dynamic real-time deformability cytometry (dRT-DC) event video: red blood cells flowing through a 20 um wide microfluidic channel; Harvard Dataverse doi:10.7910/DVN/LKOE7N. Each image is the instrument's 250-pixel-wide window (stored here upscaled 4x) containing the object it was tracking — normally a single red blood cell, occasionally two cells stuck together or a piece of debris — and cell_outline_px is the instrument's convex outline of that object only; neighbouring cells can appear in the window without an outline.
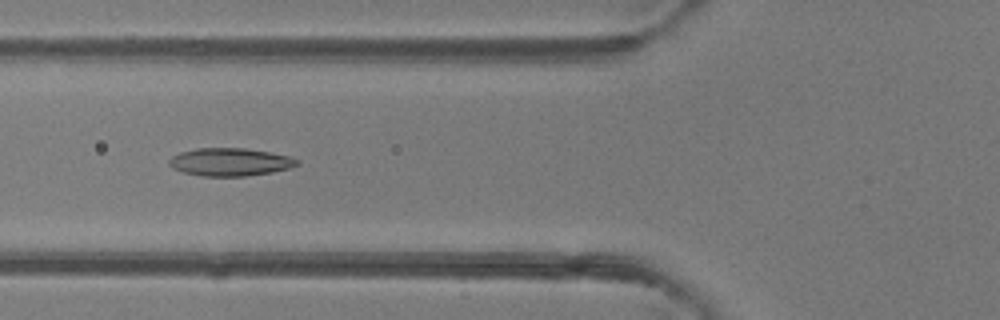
{"species": "common noctule bat (a hibernating species)", "species_latin": "Nyctalus noctula", "temperature_condition": "room temperature", "stored_images_in_passage": 50, "camera_frame_rate_fps": 3000, "um_per_image_px": 0.085, "animal": {"sex": "female"}, "frame": {"image": 1, "passage_image": 19, "time_ms": 6.0, "image_size_px": [1000, 320], "cell_outline_px": [[300, 164], [288, 168], [272, 172], [244, 176], [200, 176], [184, 172], [172, 168], [168, 164], [168, 160], [172, 156], [180, 152], [196, 148], [244, 148], [268, 152], [288, 156], [300, 160]], "centroid_in_image_um": [19.53, 13.77], "position_along_channel_um": 106.3, "area_um2": 20.75}}
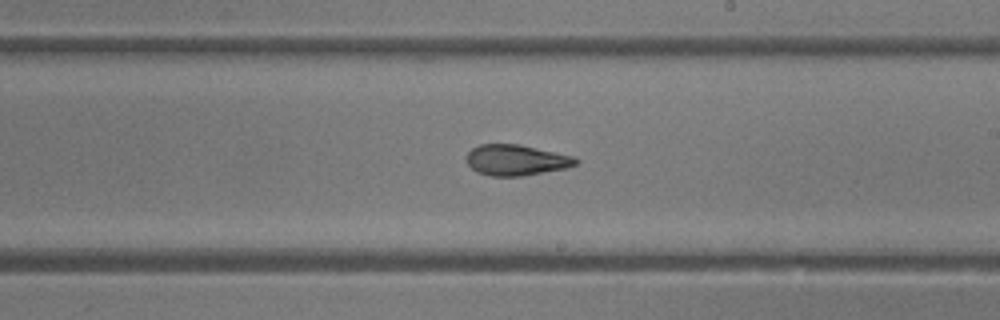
{"frame": {"image": 2, "passage_image": 29, "time_ms": 9.333, "image_size_px": [1000, 320], "cell_outline_px": [[580, 160], [576, 164], [568, 168], [524, 176], [492, 176], [476, 172], [468, 164], [464, 156], [472, 148], [480, 144], [520, 144], [576, 156]], "centroid_in_image_um": [43.9, 13.6], "position_along_channel_um": 245.1, "area_um2": 20.0}}
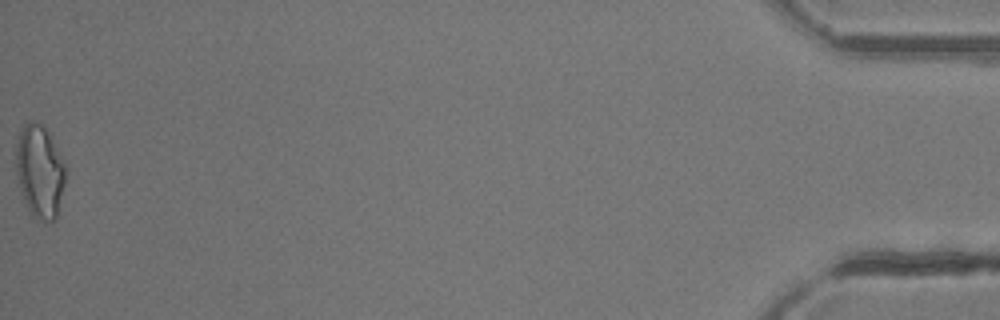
{"frame": {"image": 3, "passage_image": 50, "time_ms": 16.333, "image_size_px": [1000, 320], "cell_outline_px": [[64, 184], [56, 220], [44, 224], [28, 208], [20, 192], [16, 172], [16, 144], [20, 128], [28, 120], [32, 120], [44, 124], [64, 160]], "centroid_in_image_um": [3.36, 14.53], "position_along_channel_um": 431.8, "area_um2": 27.05}, "authors_computed_cell_mechanics": {"area_um2": 21.0392, "velocity_mm_per_s": 4.1561, "shape_relaxation_time_tau1_ms": 8.5456, "shape_relaxation_time_tau2_ms": 2.6227, "deformation_change_tau1": 0.2152, "deformation_change_tau2": 0.0993}}